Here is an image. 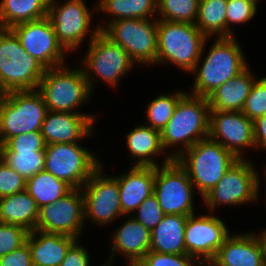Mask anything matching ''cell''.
Here are the masks:
<instances>
[{
  "instance_id": "f546056e",
  "label": "cell",
  "mask_w": 266,
  "mask_h": 266,
  "mask_svg": "<svg viewBox=\"0 0 266 266\" xmlns=\"http://www.w3.org/2000/svg\"><path fill=\"white\" fill-rule=\"evenodd\" d=\"M228 0H200L196 27L207 37L213 33L226 37V9Z\"/></svg>"
},
{
  "instance_id": "1f68e13d",
  "label": "cell",
  "mask_w": 266,
  "mask_h": 266,
  "mask_svg": "<svg viewBox=\"0 0 266 266\" xmlns=\"http://www.w3.org/2000/svg\"><path fill=\"white\" fill-rule=\"evenodd\" d=\"M1 160L28 180L44 171L45 151L1 152Z\"/></svg>"
},
{
  "instance_id": "e0dca14e",
  "label": "cell",
  "mask_w": 266,
  "mask_h": 266,
  "mask_svg": "<svg viewBox=\"0 0 266 266\" xmlns=\"http://www.w3.org/2000/svg\"><path fill=\"white\" fill-rule=\"evenodd\" d=\"M228 236L227 227L221 219L210 215L198 218L190 215L185 224L186 254L196 260L202 257L203 261L210 263Z\"/></svg>"
},
{
  "instance_id": "7402d4cb",
  "label": "cell",
  "mask_w": 266,
  "mask_h": 266,
  "mask_svg": "<svg viewBox=\"0 0 266 266\" xmlns=\"http://www.w3.org/2000/svg\"><path fill=\"white\" fill-rule=\"evenodd\" d=\"M39 234V238H37ZM33 266H60L69 248L77 239L64 234L33 230L26 239Z\"/></svg>"
},
{
  "instance_id": "7bdbcfd3",
  "label": "cell",
  "mask_w": 266,
  "mask_h": 266,
  "mask_svg": "<svg viewBox=\"0 0 266 266\" xmlns=\"http://www.w3.org/2000/svg\"><path fill=\"white\" fill-rule=\"evenodd\" d=\"M89 260L87 250L75 242L67 251L60 266H89Z\"/></svg>"
},
{
  "instance_id": "4dcf8cb0",
  "label": "cell",
  "mask_w": 266,
  "mask_h": 266,
  "mask_svg": "<svg viewBox=\"0 0 266 266\" xmlns=\"http://www.w3.org/2000/svg\"><path fill=\"white\" fill-rule=\"evenodd\" d=\"M157 3L158 0H100L95 10L112 14L115 20L148 19L157 12Z\"/></svg>"
},
{
  "instance_id": "8d00e7d4",
  "label": "cell",
  "mask_w": 266,
  "mask_h": 266,
  "mask_svg": "<svg viewBox=\"0 0 266 266\" xmlns=\"http://www.w3.org/2000/svg\"><path fill=\"white\" fill-rule=\"evenodd\" d=\"M257 7L249 0H228L226 9V37L233 36L229 28L233 23H246L252 19Z\"/></svg>"
},
{
  "instance_id": "277c9868",
  "label": "cell",
  "mask_w": 266,
  "mask_h": 266,
  "mask_svg": "<svg viewBox=\"0 0 266 266\" xmlns=\"http://www.w3.org/2000/svg\"><path fill=\"white\" fill-rule=\"evenodd\" d=\"M191 95L185 93L180 98L173 116L160 132L163 149L181 142L186 151L198 141L209 137L208 99Z\"/></svg>"
},
{
  "instance_id": "6da1fadb",
  "label": "cell",
  "mask_w": 266,
  "mask_h": 266,
  "mask_svg": "<svg viewBox=\"0 0 266 266\" xmlns=\"http://www.w3.org/2000/svg\"><path fill=\"white\" fill-rule=\"evenodd\" d=\"M170 155L187 171L188 176L201 192L202 197L220 181L225 172L239 159L210 137L198 141L186 152Z\"/></svg>"
},
{
  "instance_id": "9a60e30c",
  "label": "cell",
  "mask_w": 266,
  "mask_h": 266,
  "mask_svg": "<svg viewBox=\"0 0 266 266\" xmlns=\"http://www.w3.org/2000/svg\"><path fill=\"white\" fill-rule=\"evenodd\" d=\"M101 168L100 165L84 184V217H90L94 222L105 225L124 214L118 181L115 177L102 176Z\"/></svg>"
},
{
  "instance_id": "e575fe53",
  "label": "cell",
  "mask_w": 266,
  "mask_h": 266,
  "mask_svg": "<svg viewBox=\"0 0 266 266\" xmlns=\"http://www.w3.org/2000/svg\"><path fill=\"white\" fill-rule=\"evenodd\" d=\"M241 112L252 121L266 115V77L254 81Z\"/></svg>"
},
{
  "instance_id": "8fae6325",
  "label": "cell",
  "mask_w": 266,
  "mask_h": 266,
  "mask_svg": "<svg viewBox=\"0 0 266 266\" xmlns=\"http://www.w3.org/2000/svg\"><path fill=\"white\" fill-rule=\"evenodd\" d=\"M259 175L251 163L242 159L228 169L203 199L212 211L216 205H240L257 199Z\"/></svg>"
},
{
  "instance_id": "5b68a950",
  "label": "cell",
  "mask_w": 266,
  "mask_h": 266,
  "mask_svg": "<svg viewBox=\"0 0 266 266\" xmlns=\"http://www.w3.org/2000/svg\"><path fill=\"white\" fill-rule=\"evenodd\" d=\"M64 66L46 69L39 90L48 111L73 113L92 91L91 74L87 69L71 70ZM59 68V69H58Z\"/></svg>"
},
{
  "instance_id": "4316f807",
  "label": "cell",
  "mask_w": 266,
  "mask_h": 266,
  "mask_svg": "<svg viewBox=\"0 0 266 266\" xmlns=\"http://www.w3.org/2000/svg\"><path fill=\"white\" fill-rule=\"evenodd\" d=\"M50 0H2L0 2V28L35 21L47 17Z\"/></svg>"
},
{
  "instance_id": "2e32d148",
  "label": "cell",
  "mask_w": 266,
  "mask_h": 266,
  "mask_svg": "<svg viewBox=\"0 0 266 266\" xmlns=\"http://www.w3.org/2000/svg\"><path fill=\"white\" fill-rule=\"evenodd\" d=\"M49 1L47 17L51 21L59 43L64 49L74 50L87 35L91 14L83 0H68L64 5Z\"/></svg>"
},
{
  "instance_id": "f35d334b",
  "label": "cell",
  "mask_w": 266,
  "mask_h": 266,
  "mask_svg": "<svg viewBox=\"0 0 266 266\" xmlns=\"http://www.w3.org/2000/svg\"><path fill=\"white\" fill-rule=\"evenodd\" d=\"M194 261L195 258L188 254H162L149 251L136 266H193ZM198 264L203 266L204 262L198 261Z\"/></svg>"
},
{
  "instance_id": "52a82bcc",
  "label": "cell",
  "mask_w": 266,
  "mask_h": 266,
  "mask_svg": "<svg viewBox=\"0 0 266 266\" xmlns=\"http://www.w3.org/2000/svg\"><path fill=\"white\" fill-rule=\"evenodd\" d=\"M246 67L247 63L236 39L233 36L218 37L196 74L192 94L207 98Z\"/></svg>"
},
{
  "instance_id": "8992f818",
  "label": "cell",
  "mask_w": 266,
  "mask_h": 266,
  "mask_svg": "<svg viewBox=\"0 0 266 266\" xmlns=\"http://www.w3.org/2000/svg\"><path fill=\"white\" fill-rule=\"evenodd\" d=\"M47 111L38 91H13L0 95V144L17 135L41 131Z\"/></svg>"
},
{
  "instance_id": "7c38bea8",
  "label": "cell",
  "mask_w": 266,
  "mask_h": 266,
  "mask_svg": "<svg viewBox=\"0 0 266 266\" xmlns=\"http://www.w3.org/2000/svg\"><path fill=\"white\" fill-rule=\"evenodd\" d=\"M22 47L46 69L63 65L65 49L59 43L48 17L23 22L11 28Z\"/></svg>"
},
{
  "instance_id": "f1b7e54d",
  "label": "cell",
  "mask_w": 266,
  "mask_h": 266,
  "mask_svg": "<svg viewBox=\"0 0 266 266\" xmlns=\"http://www.w3.org/2000/svg\"><path fill=\"white\" fill-rule=\"evenodd\" d=\"M72 188L51 173L41 171L26 180V191L36 201L38 208L61 199Z\"/></svg>"
},
{
  "instance_id": "ac0fdd59",
  "label": "cell",
  "mask_w": 266,
  "mask_h": 266,
  "mask_svg": "<svg viewBox=\"0 0 266 266\" xmlns=\"http://www.w3.org/2000/svg\"><path fill=\"white\" fill-rule=\"evenodd\" d=\"M209 137L238 159H242L243 147L255 146L253 121L241 111L210 110Z\"/></svg>"
},
{
  "instance_id": "ab89813d",
  "label": "cell",
  "mask_w": 266,
  "mask_h": 266,
  "mask_svg": "<svg viewBox=\"0 0 266 266\" xmlns=\"http://www.w3.org/2000/svg\"><path fill=\"white\" fill-rule=\"evenodd\" d=\"M138 211L135 220L152 231L164 218L165 213L160 208L157 197L152 194L147 197L136 209Z\"/></svg>"
},
{
  "instance_id": "d4e9b609",
  "label": "cell",
  "mask_w": 266,
  "mask_h": 266,
  "mask_svg": "<svg viewBox=\"0 0 266 266\" xmlns=\"http://www.w3.org/2000/svg\"><path fill=\"white\" fill-rule=\"evenodd\" d=\"M185 215L165 214L151 231L150 251L162 254H186Z\"/></svg>"
},
{
  "instance_id": "bcb514c9",
  "label": "cell",
  "mask_w": 266,
  "mask_h": 266,
  "mask_svg": "<svg viewBox=\"0 0 266 266\" xmlns=\"http://www.w3.org/2000/svg\"><path fill=\"white\" fill-rule=\"evenodd\" d=\"M249 1H251L255 6H257V0H249Z\"/></svg>"
},
{
  "instance_id": "603a6c76",
  "label": "cell",
  "mask_w": 266,
  "mask_h": 266,
  "mask_svg": "<svg viewBox=\"0 0 266 266\" xmlns=\"http://www.w3.org/2000/svg\"><path fill=\"white\" fill-rule=\"evenodd\" d=\"M254 81L247 66L207 97L210 110L242 111Z\"/></svg>"
},
{
  "instance_id": "d6a6232c",
  "label": "cell",
  "mask_w": 266,
  "mask_h": 266,
  "mask_svg": "<svg viewBox=\"0 0 266 266\" xmlns=\"http://www.w3.org/2000/svg\"><path fill=\"white\" fill-rule=\"evenodd\" d=\"M200 0H158L157 10L161 14L160 20L172 22H186L195 24Z\"/></svg>"
},
{
  "instance_id": "5bb4252c",
  "label": "cell",
  "mask_w": 266,
  "mask_h": 266,
  "mask_svg": "<svg viewBox=\"0 0 266 266\" xmlns=\"http://www.w3.org/2000/svg\"><path fill=\"white\" fill-rule=\"evenodd\" d=\"M89 44L87 57L84 59L87 68L115 86L119 78L132 68L133 61L121 46L114 43L98 27L92 31Z\"/></svg>"
},
{
  "instance_id": "484cf974",
  "label": "cell",
  "mask_w": 266,
  "mask_h": 266,
  "mask_svg": "<svg viewBox=\"0 0 266 266\" xmlns=\"http://www.w3.org/2000/svg\"><path fill=\"white\" fill-rule=\"evenodd\" d=\"M39 219V208L26 191L0 198V222L18 225L31 232Z\"/></svg>"
},
{
  "instance_id": "cb8c5ba5",
  "label": "cell",
  "mask_w": 266,
  "mask_h": 266,
  "mask_svg": "<svg viewBox=\"0 0 266 266\" xmlns=\"http://www.w3.org/2000/svg\"><path fill=\"white\" fill-rule=\"evenodd\" d=\"M114 245L111 259L114 257V251L125 253L130 265L137 263L150 251L151 231L144 227L140 222L128 219L114 234Z\"/></svg>"
},
{
  "instance_id": "ffe728a7",
  "label": "cell",
  "mask_w": 266,
  "mask_h": 266,
  "mask_svg": "<svg viewBox=\"0 0 266 266\" xmlns=\"http://www.w3.org/2000/svg\"><path fill=\"white\" fill-rule=\"evenodd\" d=\"M156 167L133 166L130 172L116 177L123 214H129L154 193Z\"/></svg>"
},
{
  "instance_id": "74e56055",
  "label": "cell",
  "mask_w": 266,
  "mask_h": 266,
  "mask_svg": "<svg viewBox=\"0 0 266 266\" xmlns=\"http://www.w3.org/2000/svg\"><path fill=\"white\" fill-rule=\"evenodd\" d=\"M28 233L21 226L0 222V257L23 245Z\"/></svg>"
},
{
  "instance_id": "60d3db41",
  "label": "cell",
  "mask_w": 266,
  "mask_h": 266,
  "mask_svg": "<svg viewBox=\"0 0 266 266\" xmlns=\"http://www.w3.org/2000/svg\"><path fill=\"white\" fill-rule=\"evenodd\" d=\"M26 190V180L0 159V198Z\"/></svg>"
},
{
  "instance_id": "9c48e42d",
  "label": "cell",
  "mask_w": 266,
  "mask_h": 266,
  "mask_svg": "<svg viewBox=\"0 0 266 266\" xmlns=\"http://www.w3.org/2000/svg\"><path fill=\"white\" fill-rule=\"evenodd\" d=\"M193 186L187 171L170 156L162 168L156 167L153 194L165 214L193 215Z\"/></svg>"
},
{
  "instance_id": "44dd1931",
  "label": "cell",
  "mask_w": 266,
  "mask_h": 266,
  "mask_svg": "<svg viewBox=\"0 0 266 266\" xmlns=\"http://www.w3.org/2000/svg\"><path fill=\"white\" fill-rule=\"evenodd\" d=\"M211 266H264L261 247L254 233L228 236Z\"/></svg>"
},
{
  "instance_id": "ba28073f",
  "label": "cell",
  "mask_w": 266,
  "mask_h": 266,
  "mask_svg": "<svg viewBox=\"0 0 266 266\" xmlns=\"http://www.w3.org/2000/svg\"><path fill=\"white\" fill-rule=\"evenodd\" d=\"M157 23L149 19H121L108 23V27L98 25L107 37L121 46L133 62L156 63Z\"/></svg>"
},
{
  "instance_id": "b9f144b4",
  "label": "cell",
  "mask_w": 266,
  "mask_h": 266,
  "mask_svg": "<svg viewBox=\"0 0 266 266\" xmlns=\"http://www.w3.org/2000/svg\"><path fill=\"white\" fill-rule=\"evenodd\" d=\"M0 266H33L27 241L11 253L0 257Z\"/></svg>"
},
{
  "instance_id": "d6986e66",
  "label": "cell",
  "mask_w": 266,
  "mask_h": 266,
  "mask_svg": "<svg viewBox=\"0 0 266 266\" xmlns=\"http://www.w3.org/2000/svg\"><path fill=\"white\" fill-rule=\"evenodd\" d=\"M94 116L82 113L47 111L41 126V134L46 144L77 143L92 134Z\"/></svg>"
},
{
  "instance_id": "30bf717a",
  "label": "cell",
  "mask_w": 266,
  "mask_h": 266,
  "mask_svg": "<svg viewBox=\"0 0 266 266\" xmlns=\"http://www.w3.org/2000/svg\"><path fill=\"white\" fill-rule=\"evenodd\" d=\"M99 166L94 154L78 143L46 145L44 171L64 181L71 188L80 189Z\"/></svg>"
},
{
  "instance_id": "ee69618b",
  "label": "cell",
  "mask_w": 266,
  "mask_h": 266,
  "mask_svg": "<svg viewBox=\"0 0 266 266\" xmlns=\"http://www.w3.org/2000/svg\"><path fill=\"white\" fill-rule=\"evenodd\" d=\"M255 146L266 149V115L253 121Z\"/></svg>"
},
{
  "instance_id": "4fadbf2b",
  "label": "cell",
  "mask_w": 266,
  "mask_h": 266,
  "mask_svg": "<svg viewBox=\"0 0 266 266\" xmlns=\"http://www.w3.org/2000/svg\"><path fill=\"white\" fill-rule=\"evenodd\" d=\"M72 188L61 199L39 209L36 230L64 234L77 239L84 220V198Z\"/></svg>"
},
{
  "instance_id": "d590c367",
  "label": "cell",
  "mask_w": 266,
  "mask_h": 266,
  "mask_svg": "<svg viewBox=\"0 0 266 266\" xmlns=\"http://www.w3.org/2000/svg\"><path fill=\"white\" fill-rule=\"evenodd\" d=\"M46 145L41 131H33L9 138L1 144V152L45 151Z\"/></svg>"
},
{
  "instance_id": "7a4b0ae2",
  "label": "cell",
  "mask_w": 266,
  "mask_h": 266,
  "mask_svg": "<svg viewBox=\"0 0 266 266\" xmlns=\"http://www.w3.org/2000/svg\"><path fill=\"white\" fill-rule=\"evenodd\" d=\"M45 70L11 28H0V95L35 90Z\"/></svg>"
},
{
  "instance_id": "836d02e7",
  "label": "cell",
  "mask_w": 266,
  "mask_h": 266,
  "mask_svg": "<svg viewBox=\"0 0 266 266\" xmlns=\"http://www.w3.org/2000/svg\"><path fill=\"white\" fill-rule=\"evenodd\" d=\"M184 94L185 92H176L171 96L162 95L158 98H155L148 105V109L146 111L148 120L150 122V125L148 126L161 132L167 122L173 116L177 103Z\"/></svg>"
},
{
  "instance_id": "83f0119b",
  "label": "cell",
  "mask_w": 266,
  "mask_h": 266,
  "mask_svg": "<svg viewBox=\"0 0 266 266\" xmlns=\"http://www.w3.org/2000/svg\"><path fill=\"white\" fill-rule=\"evenodd\" d=\"M127 146L133 157L139 160L134 166H154L157 163L151 158L152 155H158L163 151L161 136L158 130L147 126H138L129 132L127 136Z\"/></svg>"
},
{
  "instance_id": "f6af8a7d",
  "label": "cell",
  "mask_w": 266,
  "mask_h": 266,
  "mask_svg": "<svg viewBox=\"0 0 266 266\" xmlns=\"http://www.w3.org/2000/svg\"><path fill=\"white\" fill-rule=\"evenodd\" d=\"M255 237L261 247L263 263H264V266H266V230L262 232L260 236L256 235Z\"/></svg>"
},
{
  "instance_id": "3957f363",
  "label": "cell",
  "mask_w": 266,
  "mask_h": 266,
  "mask_svg": "<svg viewBox=\"0 0 266 266\" xmlns=\"http://www.w3.org/2000/svg\"><path fill=\"white\" fill-rule=\"evenodd\" d=\"M156 62L167 60L196 73L207 37L195 24L159 20Z\"/></svg>"
}]
</instances>
